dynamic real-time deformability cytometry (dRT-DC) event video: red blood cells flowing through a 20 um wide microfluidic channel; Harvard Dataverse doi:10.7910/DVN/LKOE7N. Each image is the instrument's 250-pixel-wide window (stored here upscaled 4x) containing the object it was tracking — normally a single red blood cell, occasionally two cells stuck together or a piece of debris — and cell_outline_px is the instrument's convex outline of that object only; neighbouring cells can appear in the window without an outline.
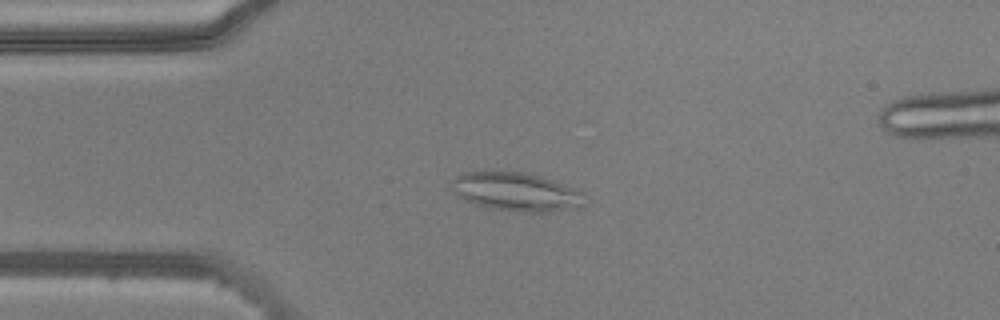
{"species": "common noctule bat (a hibernating species)", "species_latin": "Nyctalus noctula", "temperature_condition": "warm", "stored_images_in_passage": 50, "camera_frame_rate_fps": 3000, "um_per_image_px": 0.085, "animal": {"sex": "male", "body_mass_g": 20.5, "forearm_length_mm": 52.5}, "frame": {"image": 1, "passage_image": 9, "time_ms": 2.667, "image_size_px": [1000, 320], "cell_outline_px": [[584, 208], [544, 212], [516, 212], [492, 208], [476, 204], [464, 200], [456, 196], [452, 180], [456, 176], [464, 172], [524, 172], [540, 176], [576, 188], [580, 192], [584, 204]], "centroid_in_image_um": [43.9, 16.32], "position_along_channel_um": 41.1, "area_um2": 29.77}}
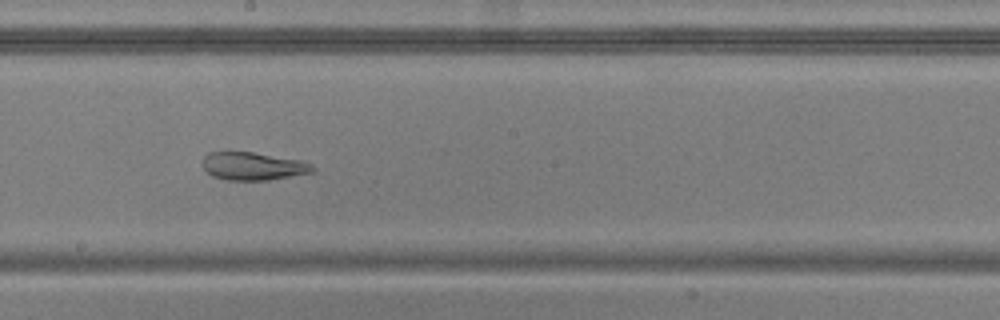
{"frame": {"image": 2, "passage_image": 25, "time_ms": 8.0, "image_size_px": [1000, 320], "cell_outline_px": [[316, 172], [268, 180], [228, 180], [212, 176], [200, 164], [204, 156], [208, 152], [252, 152], [300, 160], [312, 164], [316, 168]], "centroid_in_image_um": [21.52, 14.13], "position_along_channel_um": 226.7, "area_um2": 18.03}}
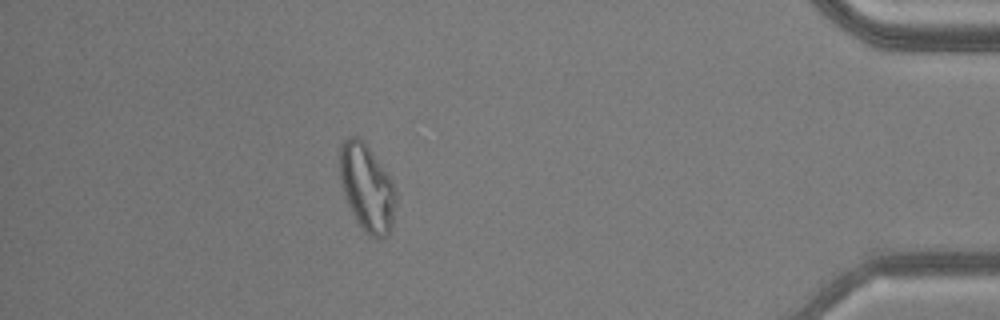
{"frame": {"image": 3, "passage_image": 43, "time_ms": 14.0, "image_size_px": [1000, 320], "cell_outline_px": [[396, 204], [392, 224], [388, 236], [380, 240], [376, 240], [368, 236], [356, 220], [348, 204], [340, 180], [340, 144], [348, 136], [356, 136], [364, 140], [392, 180], [396, 188]], "centroid_in_image_um": [31.21, 15.98], "position_along_channel_um": 404.0, "area_um2": 28.78}}